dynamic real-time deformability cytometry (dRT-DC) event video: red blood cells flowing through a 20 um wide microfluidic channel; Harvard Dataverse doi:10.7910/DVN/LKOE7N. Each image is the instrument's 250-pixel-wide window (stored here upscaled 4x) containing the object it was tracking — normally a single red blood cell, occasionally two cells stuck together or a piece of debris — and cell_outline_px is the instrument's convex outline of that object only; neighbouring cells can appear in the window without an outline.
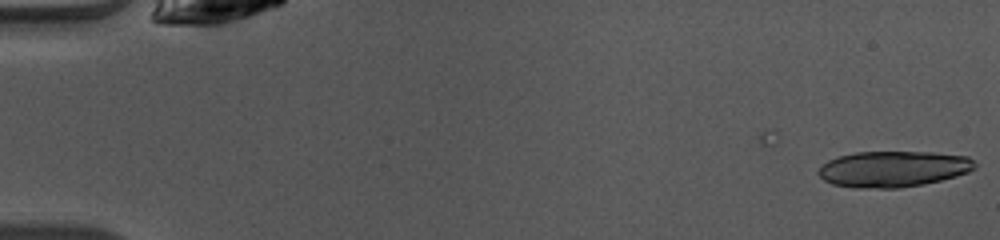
{"species": "common noctule bat (a hibernating species)", "species_latin": "Nyctalus noctula", "temperature_condition": "warm", "stored_images_in_passage": 7, "camera_frame_rate_fps": 3000, "um_per_image_px": 0.085, "animal": {"sex": "female", "body_mass_g": 10.0, "forearm_length_mm": 53.1}, "frame": {"image": 1, "passage_image": 7, "time_ms": 2.0, "image_size_px": [1000, 240], "cell_outline_px": [[976, 168], [968, 172], [956, 176], [924, 184], [900, 188], [856, 188], [832, 184], [824, 180], [816, 172], [828, 160], [840, 156], [856, 152], [932, 152], [968, 156], [976, 164]], "centroid_in_image_um": [75.93, 14.36], "position_along_channel_um": 9.1, "area_um2": 32.83}}